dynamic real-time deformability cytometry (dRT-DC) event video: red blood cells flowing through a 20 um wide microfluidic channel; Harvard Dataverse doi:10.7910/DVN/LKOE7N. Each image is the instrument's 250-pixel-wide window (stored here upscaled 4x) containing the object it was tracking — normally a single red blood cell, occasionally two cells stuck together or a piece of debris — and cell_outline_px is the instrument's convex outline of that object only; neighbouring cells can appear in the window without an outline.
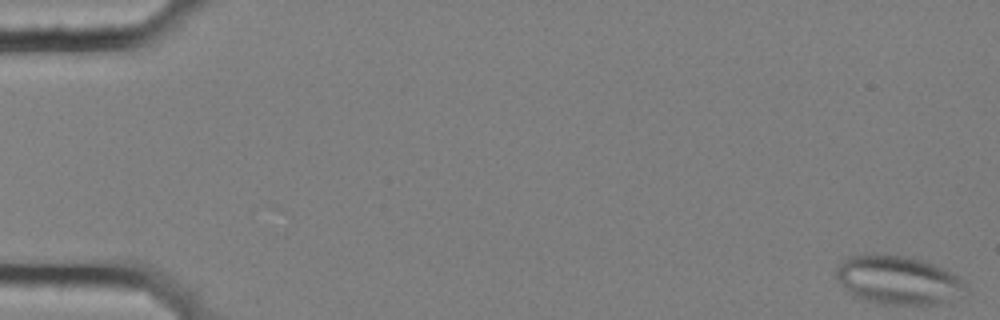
{"species": "common noctule bat (a hibernating species)", "species_latin": "Nyctalus noctula", "temperature_condition": "cold", "stored_images_in_passage": 57, "camera_frame_rate_fps": 3000, "um_per_image_px": 0.085, "animal": {"sex": "female", "body_mass_g": 25.1}, "frame": {"image": 1, "passage_image": 1, "time_ms": 0.0, "image_size_px": [1000, 320], "cell_outline_px": [[968, 288], [948, 300], [940, 304], [880, 304], [856, 296], [848, 292], [844, 288], [836, 276], [836, 268], [848, 256], [876, 252], [900, 256], [920, 260], [932, 264], [956, 276]], "centroid_in_image_um": [76.25, 23.79], "position_along_channel_um": 8.8, "area_um2": 36.01}}
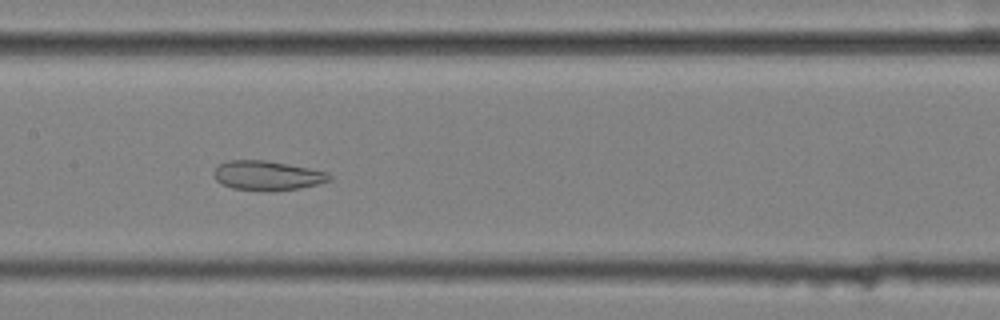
{"frame": {"image": 2, "passage_image": 29, "time_ms": 9.333, "image_size_px": [1000, 320], "cell_outline_px": [[332, 180], [300, 188], [272, 192], [232, 188], [220, 184], [216, 180], [212, 172], [220, 164], [228, 160], [264, 160], [288, 164], [328, 172], [332, 176]], "centroid_in_image_um": [22.71, 14.93], "position_along_channel_um": 184.7, "area_um2": 20.0}}
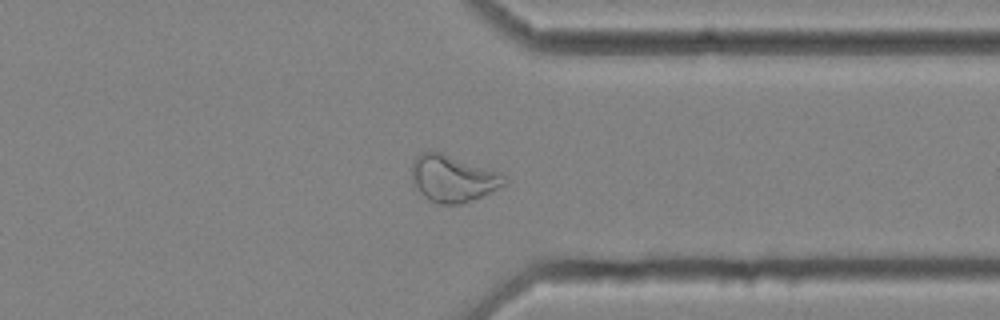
{"frame": {"image": 3, "passage_image": 45, "time_ms": 14.667, "image_size_px": [1000, 320], "cell_outline_px": [[508, 180], [504, 184], [492, 192], [472, 200], [460, 204], [440, 204], [424, 196], [420, 192], [412, 180], [412, 164], [416, 156], [420, 152], [440, 152], [504, 172]], "centroid_in_image_um": [38.55, 15.16], "position_along_channel_um": 372.8, "area_um2": 25.32}, "authors_computed_cell_mechanics": {"area_um2": 27.9174, "velocity_mm_per_s": 3.5412, "shape_relaxation_time_tau1_ms": null, "shape_relaxation_time_tau2_ms": 2.3296, "deformation_change_tau1": null, "deformation_change_tau2": 0.0904}}